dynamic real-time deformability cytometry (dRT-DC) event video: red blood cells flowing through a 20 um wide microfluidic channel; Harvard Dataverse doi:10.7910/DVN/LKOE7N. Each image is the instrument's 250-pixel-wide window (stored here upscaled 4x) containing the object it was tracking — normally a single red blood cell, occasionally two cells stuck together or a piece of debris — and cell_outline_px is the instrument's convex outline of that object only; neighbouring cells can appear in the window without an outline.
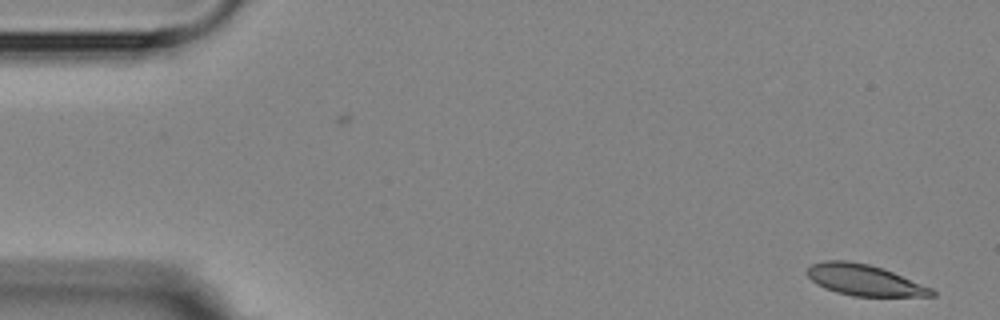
{"species": "Egyptian fruit bat (a non-hibernating species)", "species_latin": "Rousettus aegyptiacus", "temperature_condition": "room temperature", "stored_images_in_passage": 4, "camera_frame_rate_fps": 3000, "um_per_image_px": 0.085, "animal": {"sex": "female"}, "frame": {"image": 1, "passage_image": 1, "time_ms": 0.0, "image_size_px": [1000, 320], "cell_outline_px": [[936, 296], [852, 296], [836, 292], [824, 288], [816, 284], [808, 276], [808, 268], [812, 264], [824, 260], [848, 260], [868, 264], [892, 272], [932, 288], [936, 292]], "centroid_in_image_um": [73.45, 23.81], "position_along_channel_um": 11.5, "area_um2": 22.37}}